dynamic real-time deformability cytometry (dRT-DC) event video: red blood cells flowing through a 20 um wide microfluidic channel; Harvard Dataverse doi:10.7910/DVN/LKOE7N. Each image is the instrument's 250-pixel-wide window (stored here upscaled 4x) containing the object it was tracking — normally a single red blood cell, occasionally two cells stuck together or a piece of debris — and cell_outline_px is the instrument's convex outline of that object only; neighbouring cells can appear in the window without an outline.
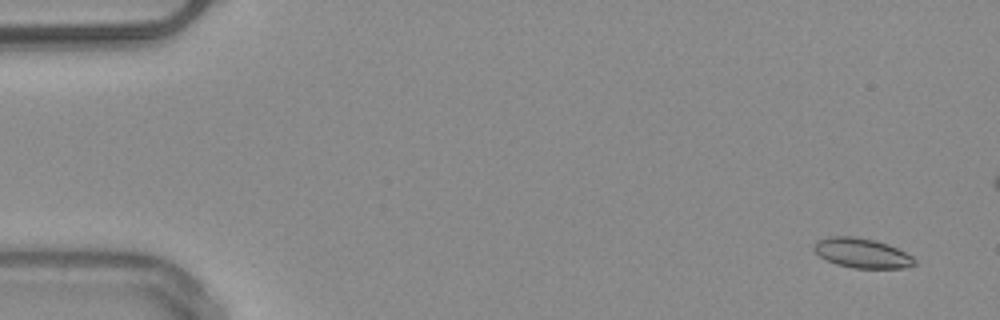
{"species": "common noctule bat (a hibernating species)", "species_latin": "Nyctalus noctula", "temperature_condition": "warm", "stored_images_in_passage": 17, "camera_frame_rate_fps": 3000, "um_per_image_px": 0.085, "animal": {"sex": "male", "body_mass_g": 20.4}, "frame": {"image": 1, "passage_image": 3, "time_ms": 0.667, "image_size_px": [1000, 320], "cell_outline_px": [[916, 264], [904, 268], [852, 268], [836, 264], [820, 256], [812, 248], [816, 240], [828, 236], [852, 236], [872, 240], [888, 244], [912, 256], [916, 260]], "centroid_in_image_um": [73.24, 21.51], "position_along_channel_um": 11.8, "area_um2": 17.34}}